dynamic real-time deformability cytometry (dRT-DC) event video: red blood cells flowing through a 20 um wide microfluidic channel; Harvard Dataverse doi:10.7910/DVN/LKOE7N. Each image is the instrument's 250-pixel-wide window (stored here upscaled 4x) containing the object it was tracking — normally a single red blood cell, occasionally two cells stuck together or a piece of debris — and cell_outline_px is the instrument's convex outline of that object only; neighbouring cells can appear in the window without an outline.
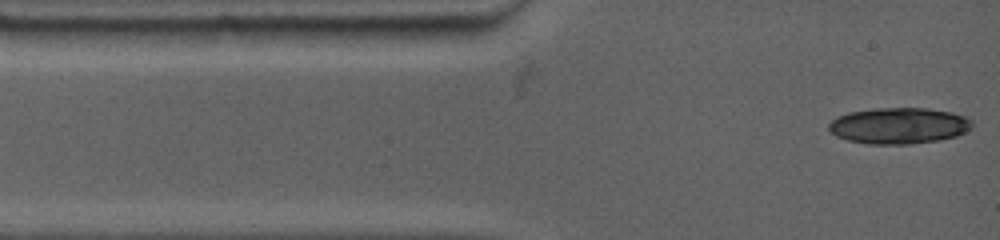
{"species": "common noctule bat (a hibernating species)", "species_latin": "Nyctalus noctula", "temperature_condition": "warm", "stored_images_in_passage": 8, "camera_frame_rate_fps": 4500, "um_per_image_px": 0.085, "animal": {"sex": "female", "body_mass_g": 19.0, "forearm_length_mm": 53.3}, "frame": {"image": 1, "passage_image": 1, "time_ms": 0.0, "image_size_px": [1000, 240], "cell_outline_px": [[972, 128], [956, 136], [940, 140], [908, 144], [872, 144], [848, 140], [836, 136], [828, 132], [828, 124], [836, 116], [848, 112], [876, 108], [924, 108], [952, 112], [964, 116], [972, 120]], "centroid_in_image_um": [76.38, 10.68], "position_along_channel_um": 8.6, "area_um2": 30.35}}